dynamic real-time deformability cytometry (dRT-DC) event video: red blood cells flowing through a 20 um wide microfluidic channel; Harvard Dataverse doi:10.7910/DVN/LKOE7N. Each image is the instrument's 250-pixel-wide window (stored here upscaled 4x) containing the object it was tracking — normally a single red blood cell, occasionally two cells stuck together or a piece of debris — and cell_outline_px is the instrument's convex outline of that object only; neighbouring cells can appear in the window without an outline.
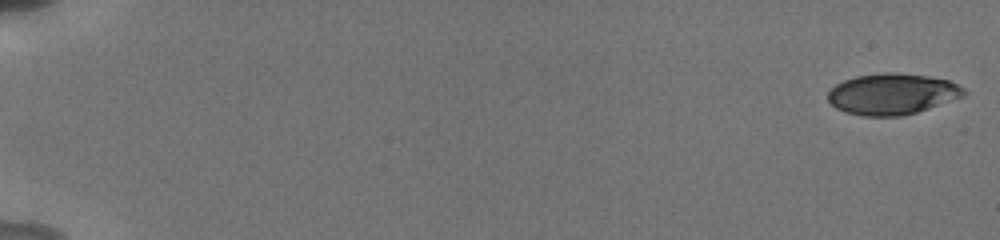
{"species": "human", "species_latin": "Homo sapiens", "temperature_condition": "cold", "stored_images_in_passage": 19, "camera_frame_rate_fps": 3000, "um_per_image_px": 0.085, "donor": {"sex": "male"}, "frame": {"image": 1, "passage_image": 1, "time_ms": 0.0, "image_size_px": [1000, 240], "cell_outline_px": [[968, 92], [964, 96], [916, 112], [900, 116], [864, 116], [844, 112], [836, 108], [828, 100], [828, 92], [836, 84], [844, 80], [856, 76], [928, 76], [948, 80], [964, 88]], "centroid_in_image_um": [75.83, 8.05], "position_along_channel_um": 9.2, "area_um2": 31.27}}
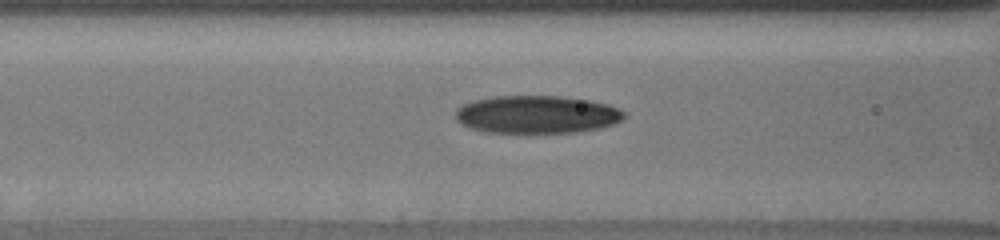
{"frame": {"image": 2, "passage_image": 16, "time_ms": 8.0, "image_size_px": [1000, 240], "cell_outline_px": [[628, 116], [624, 120], [600, 128], [580, 132], [484, 132], [472, 128], [456, 120], [456, 108], [472, 100], [496, 96], [560, 96], [588, 100], [608, 104], [620, 108]], "centroid_in_image_um": [45.68, 9.72], "position_along_channel_um": 120.9, "area_um2": 37.22}}
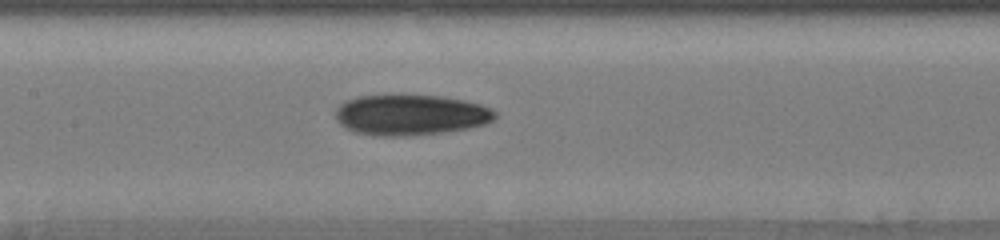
{"frame": {"image": 3, "passage_image": 19, "time_ms": 9.333, "image_size_px": [1000, 240], "cell_outline_px": [[496, 116], [492, 120], [484, 124], [468, 128], [444, 132], [404, 136], [376, 136], [352, 132], [340, 124], [336, 120], [336, 108], [340, 104], [356, 96], [444, 96], [464, 100], [480, 104], [492, 108], [496, 112]], "centroid_in_image_um": [34.89, 9.78], "position_along_channel_um": 172.5, "area_um2": 37.69}}